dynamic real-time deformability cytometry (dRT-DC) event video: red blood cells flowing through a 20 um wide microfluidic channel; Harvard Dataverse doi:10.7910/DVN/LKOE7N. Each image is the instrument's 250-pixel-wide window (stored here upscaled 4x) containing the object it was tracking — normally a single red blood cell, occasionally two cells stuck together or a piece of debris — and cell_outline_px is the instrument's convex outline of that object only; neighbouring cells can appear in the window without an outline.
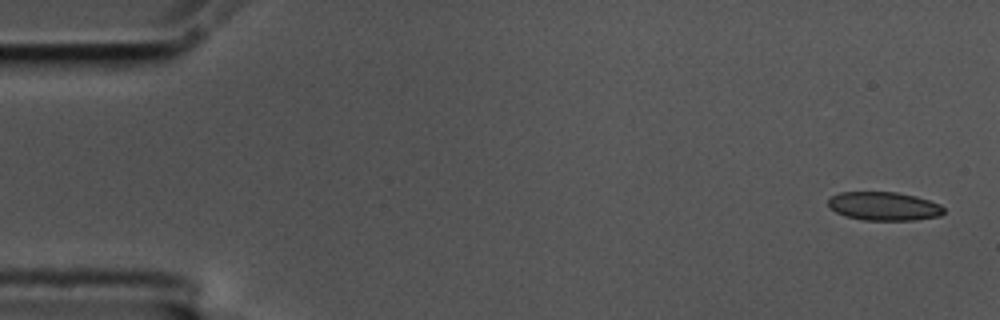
{"species": "common noctule bat (a hibernating species)", "species_latin": "Nyctalus noctula", "temperature_condition": "cold", "stored_images_in_passage": 5, "camera_frame_rate_fps": 3000, "um_per_image_px": 0.085, "animal": {"sex": "male", "body_mass_g": 17.5, "forearm_length_mm": 52.3}, "frame": {"image": 1, "passage_image": 1, "time_ms": 0.0, "image_size_px": [1000, 320], "cell_outline_px": [[944, 212], [940, 216], [916, 220], [864, 220], [844, 216], [828, 208], [828, 200], [832, 196], [840, 192], [896, 192], [916, 196], [940, 204], [944, 208]], "centroid_in_image_um": [75.12, 17.53], "position_along_channel_um": 9.9, "area_um2": 19.36}}
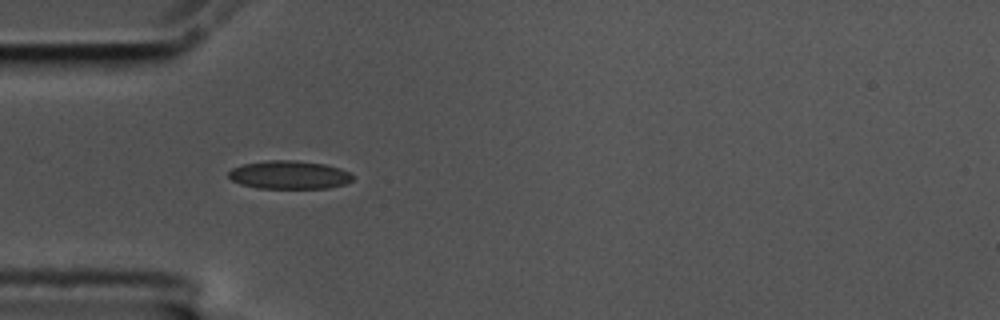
{"frame": {"image": 2, "passage_image": 4, "time_ms": 1.0, "image_size_px": [1000, 320], "cell_outline_px": [[352, 180], [344, 184], [328, 188], [256, 188], [240, 184], [232, 180], [228, 176], [228, 172], [232, 168], [244, 164], [268, 160], [296, 160], [324, 164], [340, 168], [348, 172], [352, 176]], "centroid_in_image_um": [24.56, 14.86], "position_along_channel_um": 60.4, "area_um2": 20.4}}